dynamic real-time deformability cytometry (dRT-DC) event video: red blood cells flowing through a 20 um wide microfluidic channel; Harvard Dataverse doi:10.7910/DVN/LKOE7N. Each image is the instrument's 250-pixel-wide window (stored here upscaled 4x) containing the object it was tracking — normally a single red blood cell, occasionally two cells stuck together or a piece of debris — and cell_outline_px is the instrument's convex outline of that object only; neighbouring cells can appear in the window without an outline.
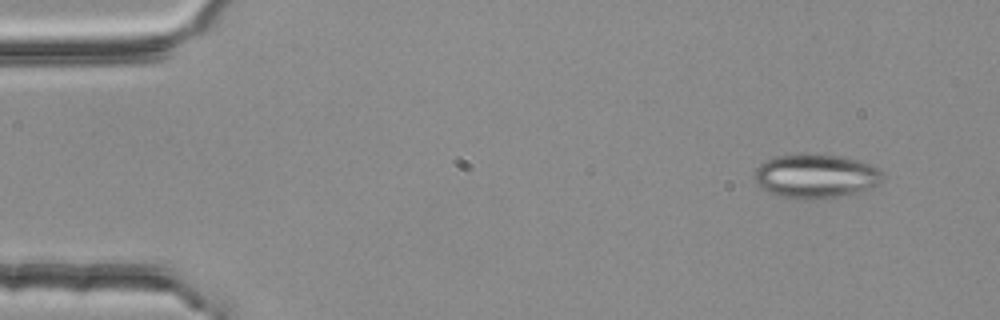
{"species": "common noctule bat (a hibernating species)", "species_latin": "Nyctalus noctula", "temperature_condition": "room temperature", "stored_images_in_passage": 3, "camera_frame_rate_fps": 3000, "um_per_image_px": 0.085, "animal": {"sex": "female", "body_mass_g": 25.1}, "frame": {"image": 1, "passage_image": 1, "time_ms": 0.0, "image_size_px": [1000, 320], "cell_outline_px": [[884, 176], [872, 188], [856, 192], [836, 196], [804, 200], [780, 196], [768, 192], [760, 188], [756, 184], [752, 176], [756, 168], [760, 164], [776, 156], [804, 152], [840, 156], [856, 160], [868, 164], [876, 168]], "centroid_in_image_um": [69.25, 14.95], "position_along_channel_um": 15.8, "area_um2": 32.95}}